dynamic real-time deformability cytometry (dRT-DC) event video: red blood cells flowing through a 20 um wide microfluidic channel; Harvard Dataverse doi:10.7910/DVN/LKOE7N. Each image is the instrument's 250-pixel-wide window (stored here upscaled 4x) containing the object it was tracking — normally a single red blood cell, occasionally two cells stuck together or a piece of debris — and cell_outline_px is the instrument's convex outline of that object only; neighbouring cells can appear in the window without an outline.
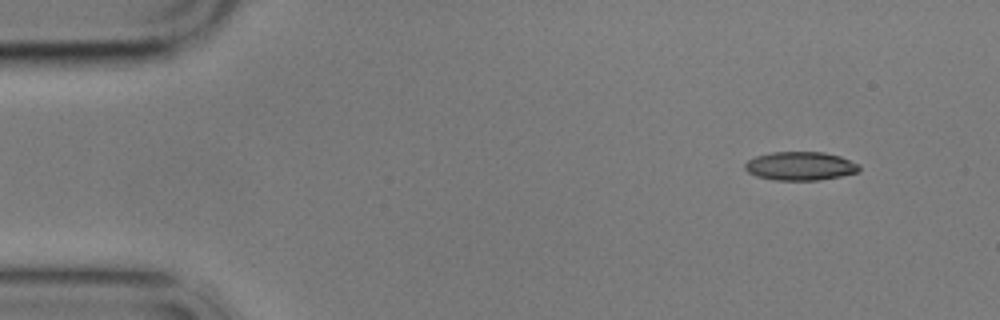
{"species": "common noctule bat (a hibernating species)", "species_latin": "Nyctalus noctula", "temperature_condition": "cold", "stored_images_in_passage": 3, "camera_frame_rate_fps": 3000, "um_per_image_px": 0.085, "animal": {"sex": "male", "body_mass_g": 17.9}, "frame": {"image": 1, "passage_image": 1, "time_ms": 0.0, "image_size_px": [1000, 320], "cell_outline_px": [[860, 172], [840, 176], [816, 180], [776, 180], [756, 176], [748, 172], [744, 168], [744, 164], [748, 160], [756, 156], [772, 152], [824, 152], [840, 156], [860, 164]], "centroid_in_image_um": [68.04, 14.11], "position_along_channel_um": 17.0, "area_um2": 19.07}}